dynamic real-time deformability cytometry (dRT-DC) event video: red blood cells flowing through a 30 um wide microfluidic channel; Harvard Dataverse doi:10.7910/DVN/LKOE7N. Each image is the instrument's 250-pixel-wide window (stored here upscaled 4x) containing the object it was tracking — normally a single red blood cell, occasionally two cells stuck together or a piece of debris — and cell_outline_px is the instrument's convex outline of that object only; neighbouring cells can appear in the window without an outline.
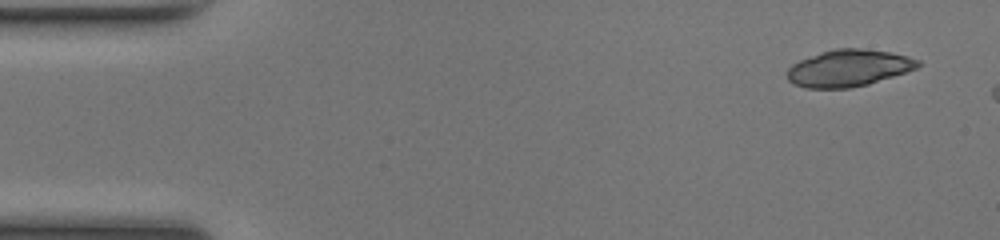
{"species": "common noctule bat (a hibernating species)", "species_latin": "Nyctalus noctula", "temperature_condition": "room temperature", "stored_images_in_passage": 6, "camera_frame_rate_fps": 3000, "um_per_image_px": 0.085, "animal": {"sex": "female", "body_mass_g": 17.0, "forearm_length_mm": 48.0}, "frame": {"image": 1, "passage_image": 1, "time_ms": 0.0, "image_size_px": [1000, 240], "cell_outline_px": [[920, 64], [916, 68], [868, 84], [852, 88], [804, 88], [792, 84], [788, 80], [788, 68], [792, 64], [800, 60], [836, 48], [860, 48], [892, 52], [908, 56], [920, 60]], "centroid_in_image_um": [72.12, 5.79], "position_along_channel_um": 12.9, "area_um2": 27.86}}